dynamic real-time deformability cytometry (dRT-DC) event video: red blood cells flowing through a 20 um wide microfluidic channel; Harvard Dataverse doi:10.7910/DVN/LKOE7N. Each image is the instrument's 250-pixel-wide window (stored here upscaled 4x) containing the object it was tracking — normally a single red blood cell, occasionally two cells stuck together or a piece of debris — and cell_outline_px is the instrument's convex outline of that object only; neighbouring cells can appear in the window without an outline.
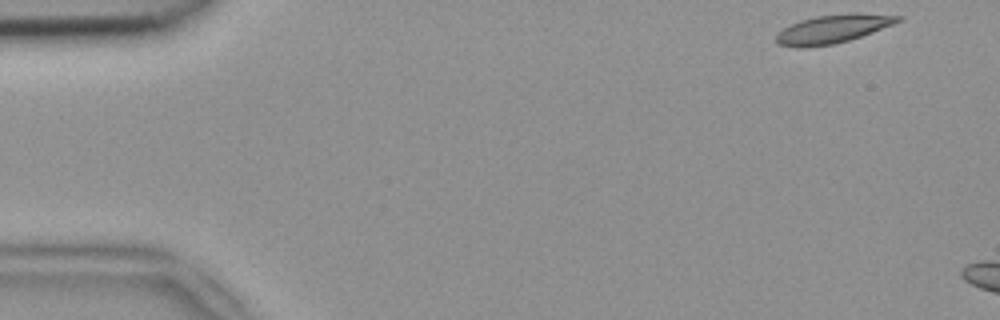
{"species": "common noctule bat (a hibernating species)", "species_latin": "Nyctalus noctula", "temperature_condition": "room temperature", "stored_images_in_passage": 3, "camera_frame_rate_fps": 3000, "um_per_image_px": 0.085, "animal": {"sex": "female", "body_mass_g": 18.4}, "frame": {"image": 1, "passage_image": 1, "time_ms": 0.0, "image_size_px": [1000, 320], "cell_outline_px": [[904, 20], [872, 32], [848, 40], [832, 44], [804, 48], [796, 48], [776, 44], [776, 36], [784, 28], [800, 20], [816, 16], [852, 12], [856, 12], [904, 16]], "centroid_in_image_um": [70.81, 2.45], "position_along_channel_um": 14.2, "area_um2": 20.29}}